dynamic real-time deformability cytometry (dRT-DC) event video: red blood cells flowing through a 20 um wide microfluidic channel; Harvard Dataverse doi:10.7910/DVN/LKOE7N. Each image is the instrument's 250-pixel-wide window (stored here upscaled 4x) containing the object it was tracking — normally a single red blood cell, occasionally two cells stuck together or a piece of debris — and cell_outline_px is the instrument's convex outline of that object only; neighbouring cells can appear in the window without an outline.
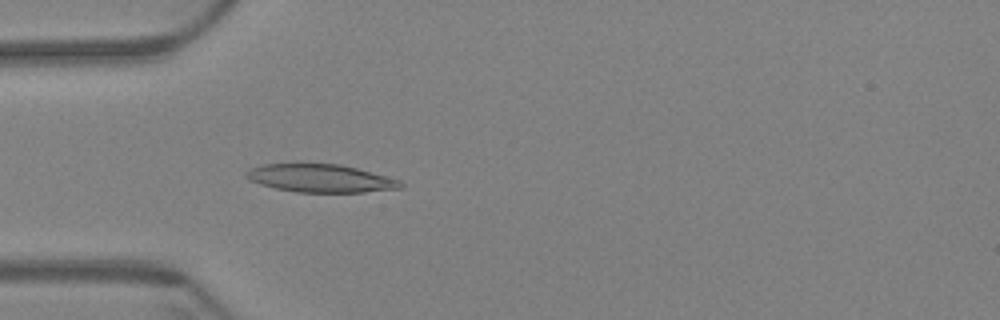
{"species": "Egyptian fruit bat (a non-hibernating species)", "species_latin": "Rousettus aegyptiacus", "temperature_condition": "warm", "stored_images_in_passage": 61, "camera_frame_rate_fps": 3000, "um_per_image_px": 0.085, "animal": {"sex": "female"}, "frame": {"image": 1, "passage_image": 19, "time_ms": 6.0, "image_size_px": [1000, 320], "cell_outline_px": [[404, 188], [364, 192], [296, 192], [276, 188], [260, 184], [248, 180], [244, 176], [244, 172], [252, 168], [264, 164], [340, 164], [356, 168], [400, 180], [404, 184]], "centroid_in_image_um": [27.24, 15.16], "position_along_channel_um": 57.8, "area_um2": 25.09}}
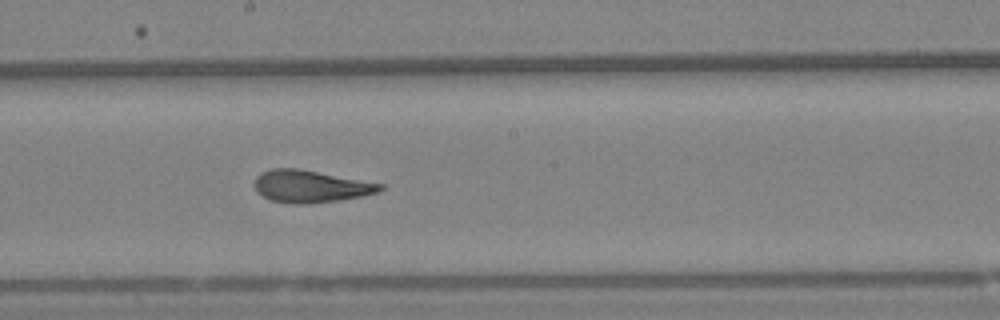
{"frame": {"image": 2, "passage_image": 34, "time_ms": 11.0, "image_size_px": [1000, 320], "cell_outline_px": [[384, 188], [380, 192], [360, 196], [336, 200], [304, 204], [292, 204], [272, 200], [256, 192], [256, 176], [260, 172], [272, 168], [296, 168], [384, 184]], "centroid_in_image_um": [26.39, 15.83], "position_along_channel_um": 221.8, "area_um2": 23.29}}
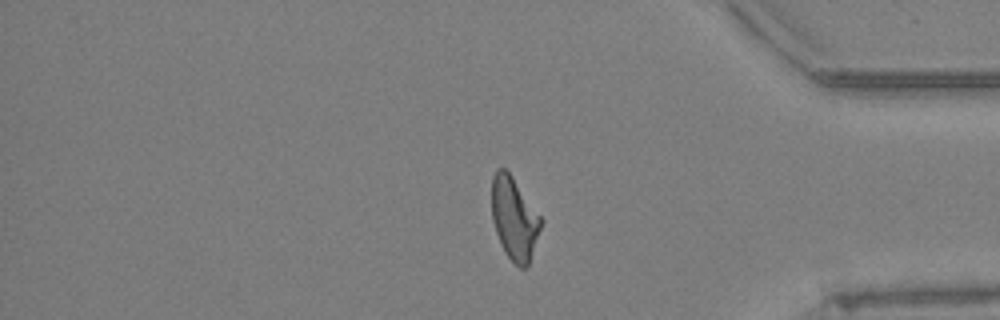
{"frame": {"image": 3, "passage_image": 51, "time_ms": 16.667, "image_size_px": [1000, 320], "cell_outline_px": [[544, 220], [528, 264], [524, 268], [520, 268], [508, 256], [496, 232], [492, 220], [492, 176], [496, 168], [504, 168], [512, 176]], "centroid_in_image_um": [43.72, 18.53], "position_along_channel_um": 391.5, "area_um2": 23.41}, "authors_computed_cell_mechanics": {"area_um2": 24.0448, "velocity_mm_per_s": 3.371, "shape_relaxation_time_tau1_ms": 6.4063, "shape_relaxation_time_tau2_ms": 2.0336, "deformation_change_tau1": 0.1883, "deformation_change_tau2": 0.0772}}